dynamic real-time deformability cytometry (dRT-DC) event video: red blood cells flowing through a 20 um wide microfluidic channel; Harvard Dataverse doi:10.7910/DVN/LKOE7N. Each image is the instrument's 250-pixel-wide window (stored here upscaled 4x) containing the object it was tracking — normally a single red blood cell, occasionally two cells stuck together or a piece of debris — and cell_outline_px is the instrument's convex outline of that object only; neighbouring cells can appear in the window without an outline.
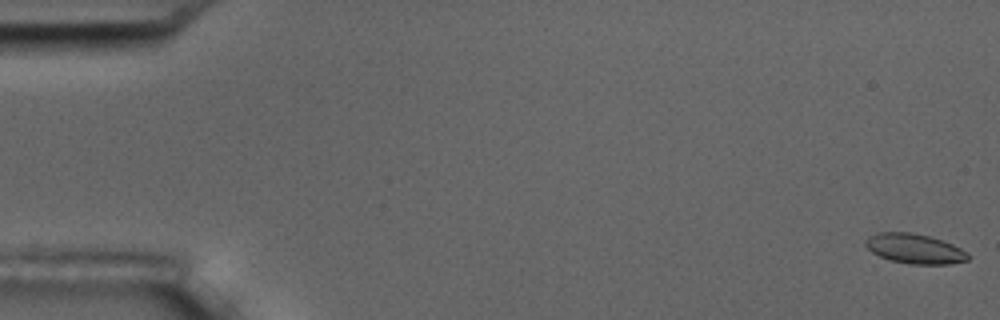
{"species": "common noctule bat (a hibernating species)", "species_latin": "Nyctalus noctula", "temperature_condition": "room temperature", "stored_images_in_passage": 58, "camera_frame_rate_fps": 3000, "um_per_image_px": 0.085, "animal": {"sex": "male", "body_mass_g": 17.5, "forearm_length_mm": 52.3}, "frame": {"image": 1, "passage_image": 1, "time_ms": 0.0, "image_size_px": [1000, 320], "cell_outline_px": [[968, 260], [948, 264], [912, 264], [888, 260], [872, 252], [864, 244], [864, 240], [868, 236], [880, 232], [912, 232], [944, 240], [968, 252]], "centroid_in_image_um": [77.73, 21.13], "position_along_channel_um": 7.3, "area_um2": 17.86}}
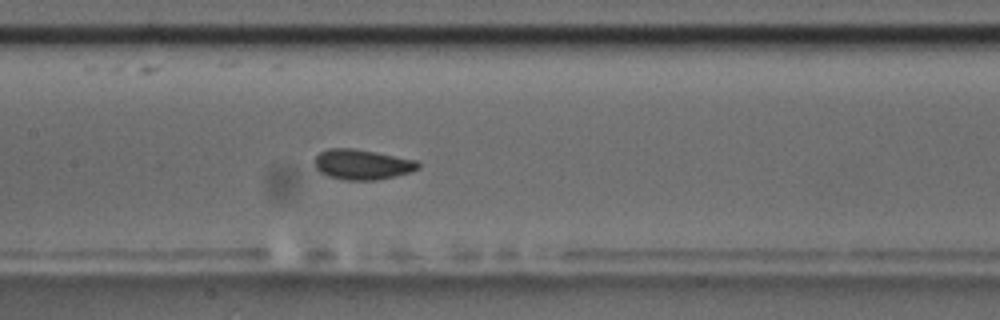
{"frame": {"image": 2, "passage_image": 28, "time_ms": 9.0, "image_size_px": [1000, 320], "cell_outline_px": [[420, 168], [412, 172], [396, 176], [376, 180], [344, 180], [328, 176], [320, 172], [316, 168], [316, 156], [320, 152], [328, 148], [352, 148], [376, 152], [420, 160]], "centroid_in_image_um": [30.85, 13.98], "position_along_channel_um": 176.6, "area_um2": 18.44}}
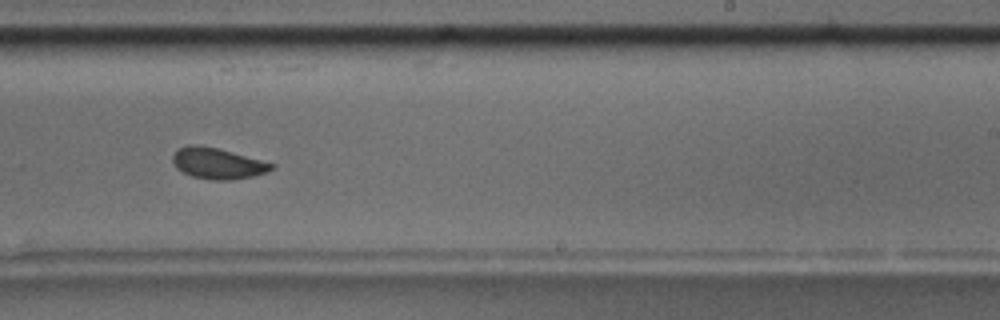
{"frame": {"image": 3, "passage_image": 36, "time_ms": 11.667, "image_size_px": [1000, 320], "cell_outline_px": [[276, 164], [268, 172], [252, 176], [228, 180], [212, 180], [192, 176], [176, 168], [172, 160], [172, 156], [176, 148], [188, 144], [200, 144], [232, 152]], "centroid_in_image_um": [18.45, 13.87], "position_along_channel_um": 270.5, "area_um2": 17.86}, "authors_computed_cell_mechanics": {"area_um2": 17.9469, "velocity_mm_per_s": 3.5358, "shape_relaxation_time_tau1_ms": 3.2817, "shape_relaxation_time_tau2_ms": 0.8915, "deformation_change_tau1": 0.1117, "deformation_change_tau2": 0.0602}}